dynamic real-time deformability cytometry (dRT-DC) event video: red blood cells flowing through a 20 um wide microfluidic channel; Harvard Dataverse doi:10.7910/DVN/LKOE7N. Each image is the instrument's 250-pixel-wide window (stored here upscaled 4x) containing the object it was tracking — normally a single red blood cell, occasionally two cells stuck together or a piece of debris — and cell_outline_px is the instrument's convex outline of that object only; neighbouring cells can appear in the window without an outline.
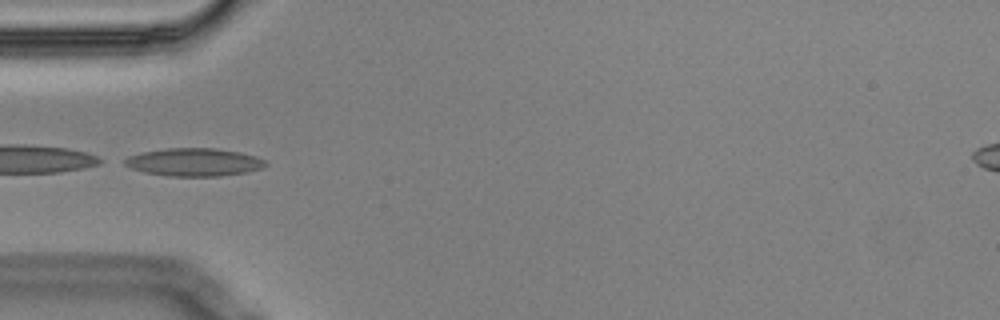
{"species": "Egyptian fruit bat (a non-hibernating species)", "species_latin": "Rousettus aegyptiacus", "temperature_condition": "cold", "stored_images_in_passage": 9, "camera_frame_rate_fps": 3000, "um_per_image_px": 0.085, "animal": {"sex": "male"}, "frame": {"image": 1, "passage_image": 6, "time_ms": 1.667, "image_size_px": [1000, 320], "cell_outline_px": [[268, 164], [260, 168], [244, 172], [220, 176], [168, 176], [144, 172], [132, 168], [124, 164], [120, 160], [128, 156], [144, 152], [164, 148], [212, 148], [240, 152], [256, 156], [264, 160]], "centroid_in_image_um": [16.45, 13.78], "position_along_channel_um": 68.6, "area_um2": 22.83}}
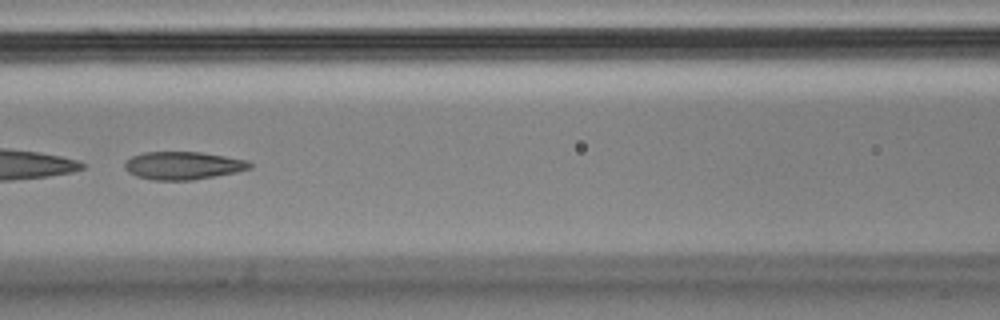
{"frame": {"image": 2, "passage_image": 8, "time_ms": 2.333, "image_size_px": [1000, 320], "cell_outline_px": [[252, 168], [236, 172], [192, 180], [152, 180], [136, 176], [128, 172], [124, 168], [124, 164], [132, 156], [144, 152], [200, 152], [248, 160], [252, 164]], "centroid_in_image_um": [15.56, 14.07], "position_along_channel_um": 151.0, "area_um2": 20.29}}
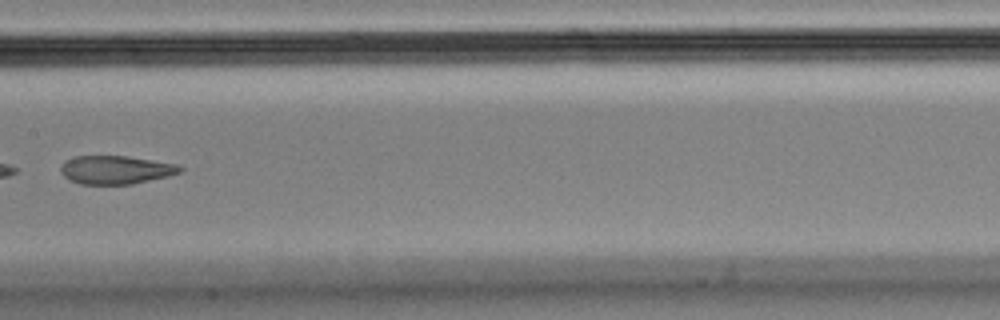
{"frame": {"image": 3, "passage_image": 9, "time_ms": 2.667, "image_size_px": [1000, 320], "cell_outline_px": [[184, 168], [180, 172], [168, 176], [132, 184], [80, 184], [64, 176], [60, 172], [60, 168], [64, 160], [76, 156], [124, 156], [176, 164]], "centroid_in_image_um": [9.81, 14.43], "position_along_channel_um": 197.6, "area_um2": 19.54}}